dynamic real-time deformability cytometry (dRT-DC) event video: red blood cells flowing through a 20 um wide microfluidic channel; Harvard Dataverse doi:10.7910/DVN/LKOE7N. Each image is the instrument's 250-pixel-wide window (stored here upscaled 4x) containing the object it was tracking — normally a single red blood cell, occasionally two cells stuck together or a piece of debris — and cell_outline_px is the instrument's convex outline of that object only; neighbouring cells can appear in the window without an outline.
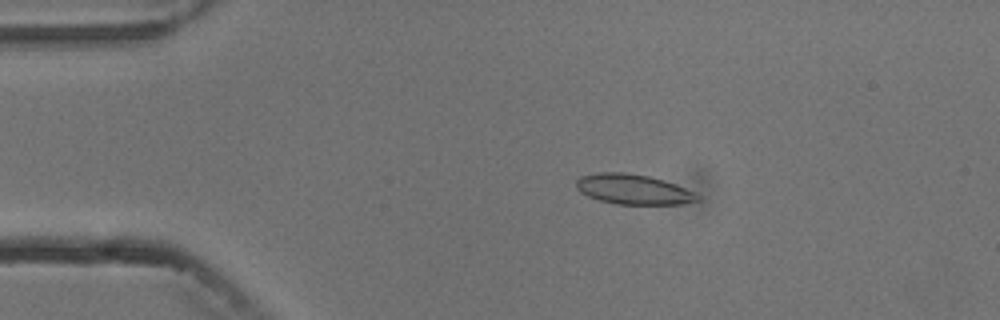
{"species": "common noctule bat (a hibernating species)", "species_latin": "Nyctalus noctula", "temperature_condition": "cold", "stored_images_in_passage": 8, "camera_frame_rate_fps": 3000, "um_per_image_px": 0.085, "animal": {"sex": "male", "body_mass_g": 13.3}, "frame": {"image": 1, "passage_image": 3, "time_ms": 2.333, "image_size_px": [1000, 320], "cell_outline_px": [[700, 200], [680, 204], [616, 204], [600, 200], [588, 196], [580, 192], [576, 188], [576, 180], [580, 176], [596, 172], [624, 172], [648, 176], [664, 180], [676, 184], [700, 196]], "centroid_in_image_um": [53.79, 16.08], "position_along_channel_um": 31.2, "area_um2": 21.21}}
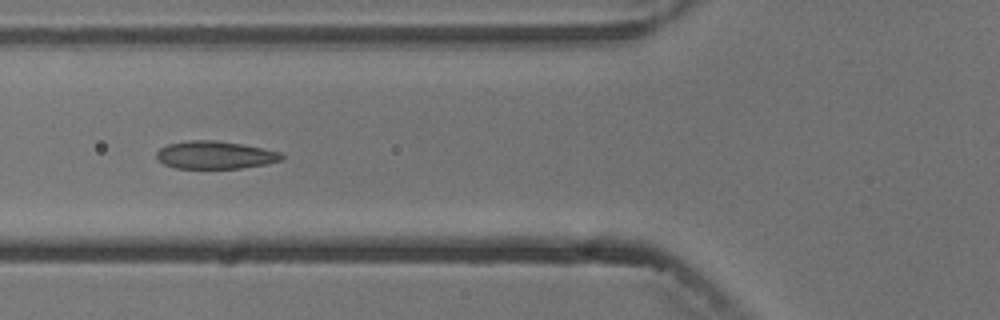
{"frame": {"image": 2, "passage_image": 6, "time_ms": 5.667, "image_size_px": [1000, 320], "cell_outline_px": [[284, 156], [280, 160], [268, 164], [240, 168], [176, 168], [164, 164], [156, 156], [156, 152], [160, 148], [168, 144], [188, 140], [216, 140], [240, 144], [280, 152]], "centroid_in_image_um": [18.26, 13.17], "position_along_channel_um": 107.5, "area_um2": 20.06}}
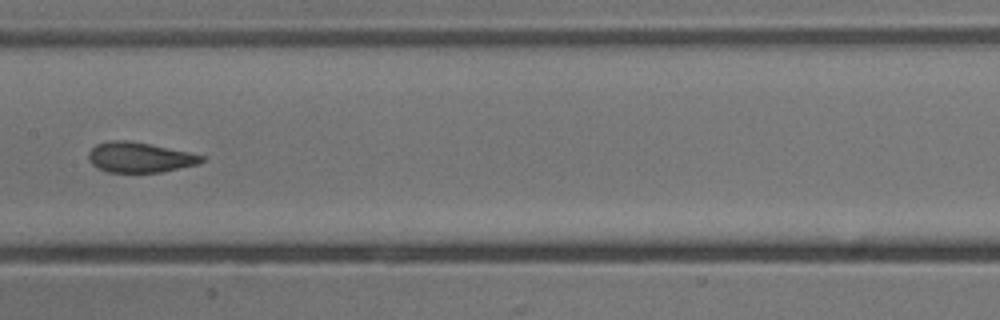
{"frame": {"image": 3, "passage_image": 8, "time_ms": 8.0, "image_size_px": [1000, 320], "cell_outline_px": [[204, 160], [200, 164], [160, 172], [108, 172], [96, 168], [88, 160], [88, 152], [96, 144], [108, 140], [128, 140], [188, 152], [204, 156]], "centroid_in_image_um": [11.83, 13.38], "position_along_channel_um": 195.6, "area_um2": 19.88}}